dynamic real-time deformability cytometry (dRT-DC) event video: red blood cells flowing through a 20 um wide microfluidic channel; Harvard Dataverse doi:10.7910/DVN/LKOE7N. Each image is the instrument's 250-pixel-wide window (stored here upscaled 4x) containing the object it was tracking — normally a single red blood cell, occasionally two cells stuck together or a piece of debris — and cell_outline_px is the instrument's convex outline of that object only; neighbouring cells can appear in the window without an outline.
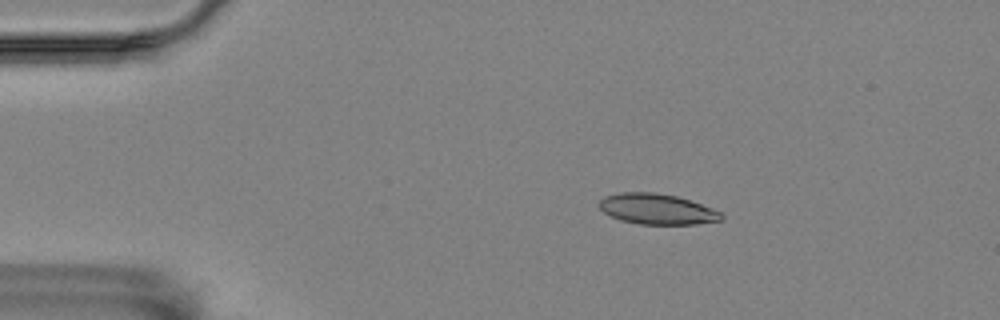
{"species": "Egyptian fruit bat (a non-hibernating species)", "species_latin": "Rousettus aegyptiacus", "temperature_condition": "room temperature", "stored_images_in_passage": 5, "camera_frame_rate_fps": 3000, "um_per_image_px": 0.085, "animal": {"sex": "female"}, "frame": {"image": 1, "passage_image": 1, "time_ms": 0.0, "image_size_px": [1000, 320], "cell_outline_px": [[724, 220], [696, 224], [640, 224], [620, 220], [604, 212], [600, 208], [600, 200], [604, 196], [620, 192], [656, 192], [676, 196], [724, 212]], "centroid_in_image_um": [55.88, 17.77], "position_along_channel_um": 29.1, "area_um2": 21.79}}
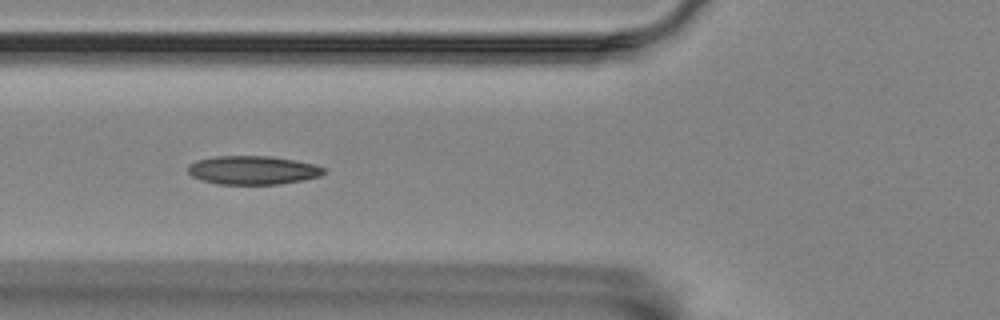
{"frame": {"image": 2, "passage_image": 4, "time_ms": 1.0, "image_size_px": [1000, 320], "cell_outline_px": [[324, 172], [320, 176], [280, 184], [216, 184], [200, 180], [192, 176], [188, 172], [188, 164], [196, 160], [216, 156], [272, 156], [296, 160], [316, 164], [324, 168]], "centroid_in_image_um": [21.46, 14.46], "position_along_channel_um": 104.3, "area_um2": 22.77}}
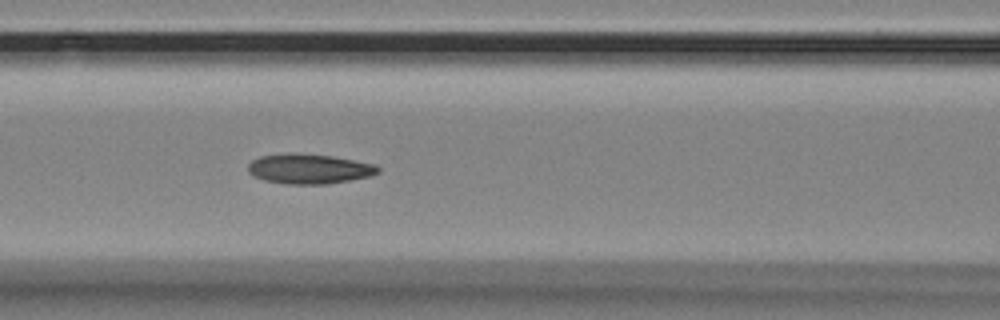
{"frame": {"image": 3, "passage_image": 5, "time_ms": 1.333, "image_size_px": [1000, 320], "cell_outline_px": [[380, 172], [368, 176], [328, 184], [288, 184], [264, 180], [252, 176], [248, 172], [248, 164], [252, 160], [260, 156], [332, 156], [376, 164], [380, 168]], "centroid_in_image_um": [26.31, 14.4], "position_along_channel_um": 140.3, "area_um2": 21.68}}